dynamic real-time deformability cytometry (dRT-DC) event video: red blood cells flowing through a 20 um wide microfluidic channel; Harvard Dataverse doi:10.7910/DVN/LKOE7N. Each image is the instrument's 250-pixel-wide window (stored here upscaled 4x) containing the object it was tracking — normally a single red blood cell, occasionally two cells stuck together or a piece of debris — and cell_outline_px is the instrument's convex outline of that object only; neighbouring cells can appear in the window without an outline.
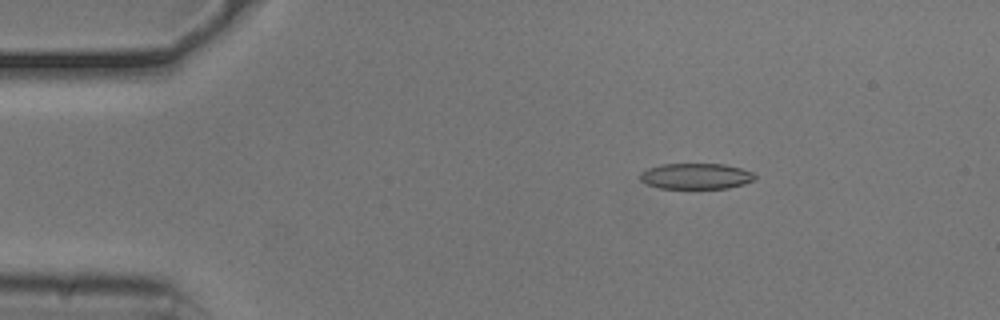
{"species": "common noctule bat (a hibernating species)", "species_latin": "Nyctalus noctula", "temperature_condition": "cold", "stored_images_in_passage": 54, "camera_frame_rate_fps": 3000, "um_per_image_px": 0.085, "animal": {"sex": "male", "body_mass_g": 20.5, "forearm_length_mm": 52.5}, "frame": {"image": 1, "passage_image": 9, "time_ms": 2.667, "image_size_px": [1000, 320], "cell_outline_px": [[756, 176], [752, 180], [744, 184], [728, 188], [660, 188], [648, 184], [640, 180], [640, 172], [648, 168], [660, 164], [724, 164], [740, 168], [752, 172]], "centroid_in_image_um": [59.13, 14.97], "position_along_channel_um": 25.9, "area_um2": 17.17}}
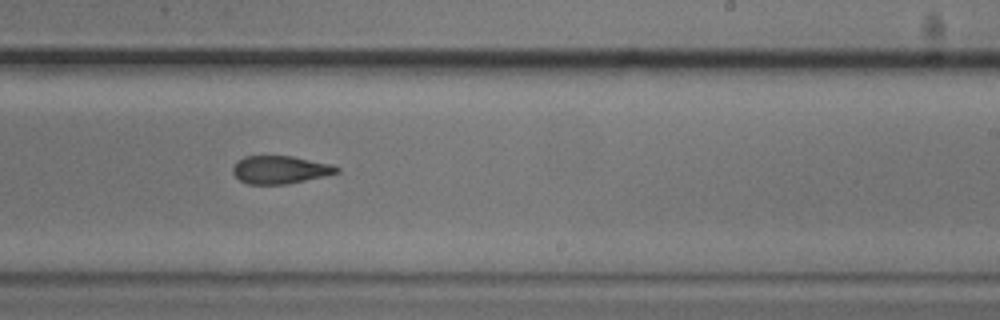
{"frame": {"image": 2, "passage_image": 33, "time_ms": 10.667, "image_size_px": [1000, 320], "cell_outline_px": [[340, 172], [324, 176], [288, 184], [248, 184], [240, 180], [232, 172], [232, 168], [236, 160], [244, 156], [292, 156], [332, 164], [340, 168]], "centroid_in_image_um": [23.8, 14.42], "position_along_channel_um": 265.2, "area_um2": 16.99}}
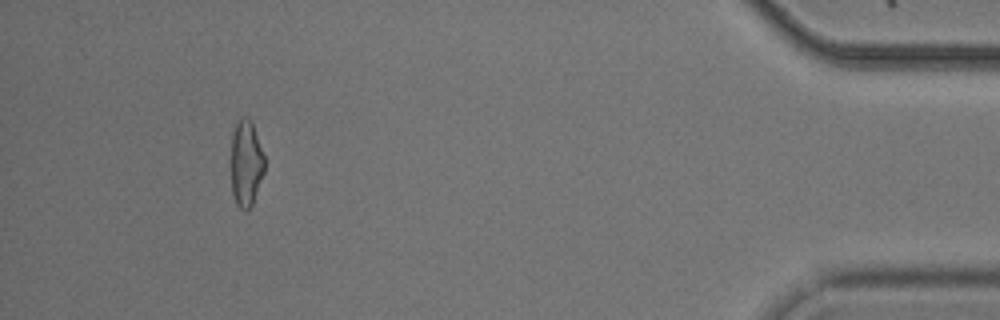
{"frame": {"image": 3, "passage_image": 50, "time_ms": 16.333, "image_size_px": [1000, 320], "cell_outline_px": [[264, 172], [252, 204], [248, 212], [244, 212], [236, 204], [232, 192], [232, 132], [236, 120], [240, 116], [244, 116], [252, 124], [264, 156]], "centroid_in_image_um": [20.9, 13.91], "position_along_channel_um": 414.3, "area_um2": 16.7}, "authors_computed_cell_mechanics": {"area_um2": 17.7157, "velocity_mm_per_s": 3.7651, "shape_relaxation_time_tau1_ms": null, "shape_relaxation_time_tau2_ms": 3.716, "deformation_change_tau1": null, "deformation_change_tau2": 0.1141}}